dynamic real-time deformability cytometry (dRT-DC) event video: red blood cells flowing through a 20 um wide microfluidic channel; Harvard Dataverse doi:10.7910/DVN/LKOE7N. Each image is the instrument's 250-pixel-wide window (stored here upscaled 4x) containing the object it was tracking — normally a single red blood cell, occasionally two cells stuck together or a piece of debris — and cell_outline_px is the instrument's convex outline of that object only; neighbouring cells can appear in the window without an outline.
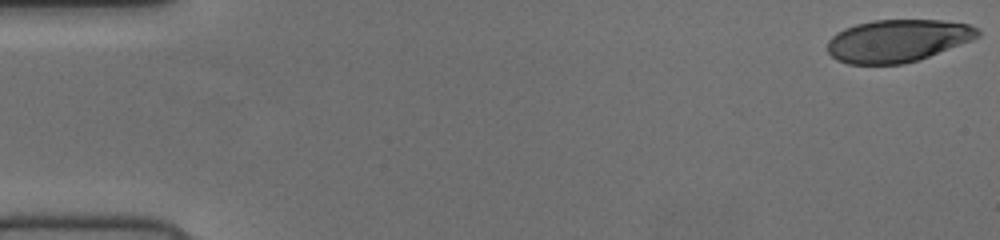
{"species": "human", "species_latin": "Homo sapiens", "temperature_condition": "cold", "stored_images_in_passage": 53, "camera_frame_rate_fps": 3000, "um_per_image_px": 0.085, "donor": {"sex": "female"}, "frame": {"image": 1, "passage_image": 1, "time_ms": 0.0, "image_size_px": [1000, 240], "cell_outline_px": [[980, 36], [972, 40], [928, 56], [904, 64], [848, 64], [836, 60], [828, 52], [828, 40], [836, 32], [844, 28], [856, 24], [872, 20], [944, 20], [968, 24], [980, 28]], "centroid_in_image_um": [76.29, 3.45], "position_along_channel_um": 8.7, "area_um2": 37.28}}
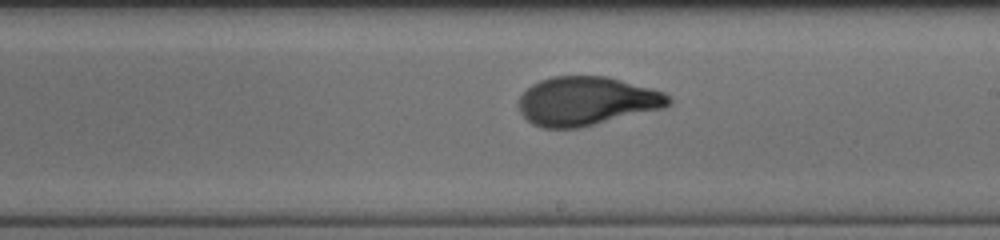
{"frame": {"image": 2, "passage_image": 31, "time_ms": 10.0, "image_size_px": [1000, 240], "cell_outline_px": [[672, 104], [664, 108], [576, 128], [544, 128], [532, 124], [520, 112], [520, 96], [532, 84], [540, 80], [552, 76], [608, 76], [652, 88], [664, 92], [672, 96]], "centroid_in_image_um": [49.9, 8.58], "position_along_channel_um": 239.1, "area_um2": 42.54}}
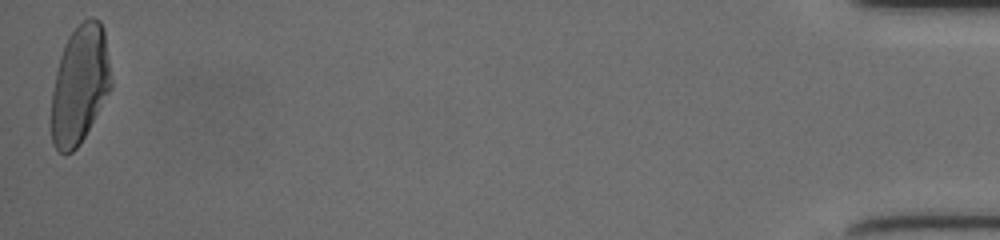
{"frame": {"image": 3, "passage_image": 53, "time_ms": 17.333, "image_size_px": [1000, 240], "cell_outline_px": [[112, 88], [84, 136], [76, 148], [72, 152], [60, 152], [52, 144], [52, 92], [56, 72], [60, 56], [64, 44], [68, 36], [84, 20], [92, 16], [100, 20], [104, 28], [112, 80]], "centroid_in_image_um": [6.8, 7.16], "position_along_channel_um": 428.4, "area_um2": 40.98}}